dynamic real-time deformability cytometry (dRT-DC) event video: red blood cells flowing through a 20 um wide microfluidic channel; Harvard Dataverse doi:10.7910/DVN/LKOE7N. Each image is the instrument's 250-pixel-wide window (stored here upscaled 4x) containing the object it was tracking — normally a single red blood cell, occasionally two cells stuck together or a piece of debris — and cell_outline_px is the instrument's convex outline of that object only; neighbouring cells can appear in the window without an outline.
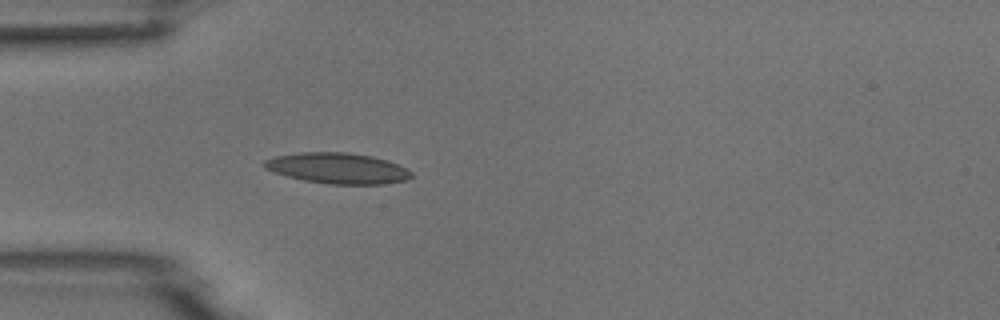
{"species": "common noctule bat (a hibernating species)", "species_latin": "Nyctalus noctula", "temperature_condition": "room temperature", "stored_images_in_passage": 4, "camera_frame_rate_fps": 3000, "um_per_image_px": 0.085, "animal": {"sex": "male", "body_mass_g": 18.8}, "frame": {"image": 1, "passage_image": 4, "time_ms": 3.667, "image_size_px": [1000, 320], "cell_outline_px": [[412, 176], [408, 180], [384, 184], [328, 184], [304, 180], [288, 176], [264, 168], [264, 160], [276, 156], [300, 152], [348, 152], [372, 156], [388, 160], [408, 168], [412, 172]], "centroid_in_image_um": [28.76, 14.3], "position_along_channel_um": 56.2, "area_um2": 26.41}}